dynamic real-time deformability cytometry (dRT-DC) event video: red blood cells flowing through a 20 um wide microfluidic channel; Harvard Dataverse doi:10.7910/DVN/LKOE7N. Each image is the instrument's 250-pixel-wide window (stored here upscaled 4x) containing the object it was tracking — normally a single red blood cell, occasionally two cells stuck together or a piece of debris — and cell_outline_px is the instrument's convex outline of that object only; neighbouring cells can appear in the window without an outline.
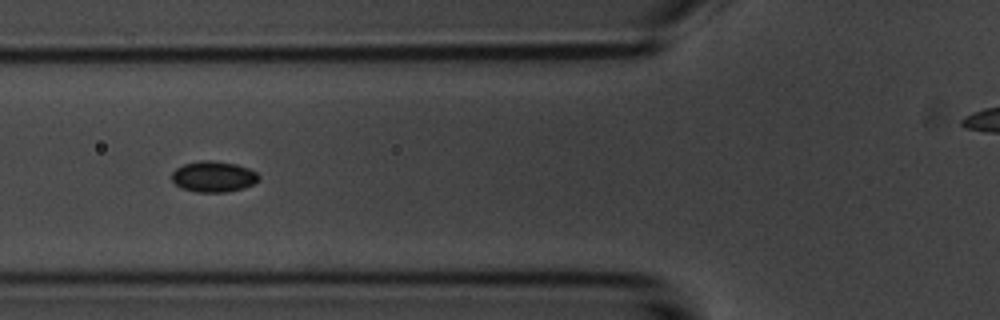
{"species": "common noctule bat (a hibernating species)", "species_latin": "Nyctalus noctula", "temperature_condition": "room temperature", "stored_images_in_passage": 9, "camera_frame_rate_fps": 3000, "um_per_image_px": 0.085, "animal": {"sex": "male", "body_mass_g": 20.1, "forearm_length_mm": 53.5}, "frame": {"image": 1, "passage_image": 4, "time_ms": 3.333, "image_size_px": [1000, 320], "cell_outline_px": [[260, 180], [244, 188], [228, 192], [196, 192], [180, 188], [172, 180], [172, 172], [176, 168], [184, 164], [200, 160], [208, 160], [236, 164], [248, 168], [256, 172], [260, 176]], "centroid_in_image_um": [18.15, 15.02], "position_along_channel_um": 107.7, "area_um2": 15.72}}
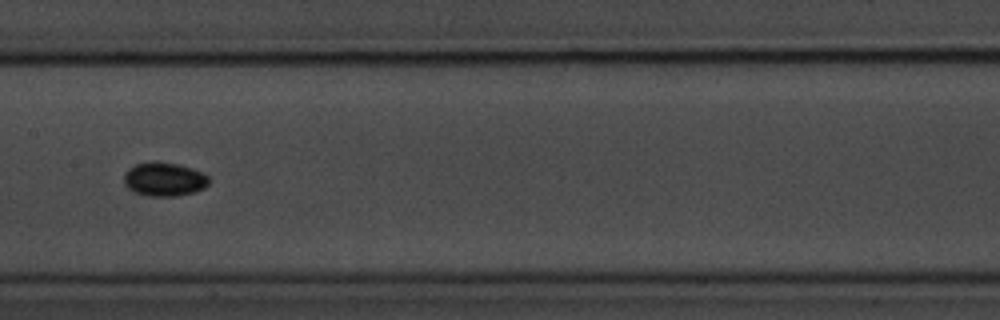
{"frame": {"image": 2, "passage_image": 6, "time_ms": 5.667, "image_size_px": [1000, 320], "cell_outline_px": [[208, 184], [204, 188], [192, 192], [176, 196], [148, 196], [132, 192], [124, 184], [124, 172], [128, 168], [136, 164], [152, 160], [176, 164], [192, 168], [208, 176]], "centroid_in_image_um": [13.9, 15.23], "position_along_channel_um": 193.5, "area_um2": 16.82}}